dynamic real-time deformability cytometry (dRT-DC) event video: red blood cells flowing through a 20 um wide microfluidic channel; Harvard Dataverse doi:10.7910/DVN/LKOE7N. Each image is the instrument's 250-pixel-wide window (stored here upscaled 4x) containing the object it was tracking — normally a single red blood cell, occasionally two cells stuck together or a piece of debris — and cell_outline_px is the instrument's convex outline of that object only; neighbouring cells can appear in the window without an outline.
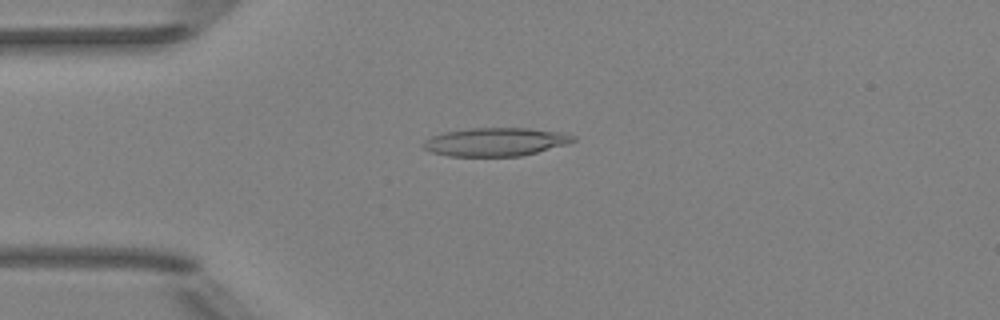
{"species": "Egyptian fruit bat (a non-hibernating species)", "species_latin": "Rousettus aegyptiacus", "temperature_condition": "room temperature", "stored_images_in_passage": 51, "camera_frame_rate_fps": 3000, "um_per_image_px": 0.085, "animal": {"sex": "female"}, "frame": {"image": 1, "passage_image": 13, "time_ms": 4.0, "image_size_px": [1000, 320], "cell_outline_px": [[576, 140], [568, 144], [520, 156], [448, 156], [432, 152], [424, 148], [420, 144], [424, 140], [432, 136], [444, 132], [472, 128], [528, 128], [564, 132], [576, 136]], "centroid_in_image_um": [42.14, 12.05], "position_along_channel_um": 42.9, "area_um2": 24.85}}
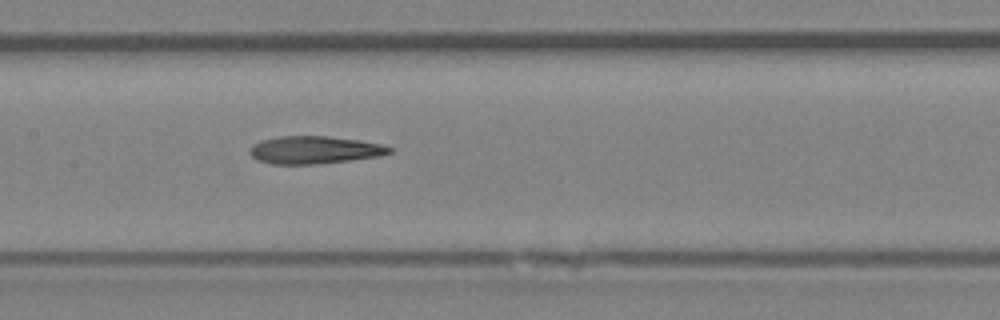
{"frame": {"image": 2, "passage_image": 25, "time_ms": 8.0, "image_size_px": [1000, 320], "cell_outline_px": [[392, 152], [380, 156], [316, 164], [272, 164], [256, 160], [248, 152], [248, 148], [252, 144], [260, 140], [280, 136], [328, 136], [360, 140], [384, 144], [392, 148]], "centroid_in_image_um": [26.7, 12.74], "position_along_channel_um": 180.7, "area_um2": 22.72}}
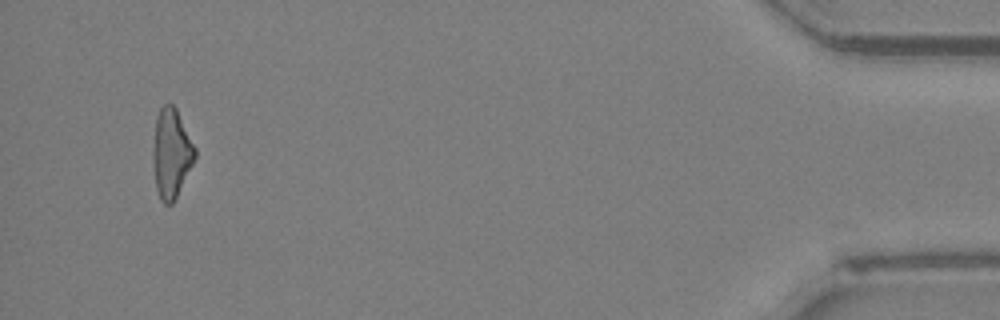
{"frame": {"image": 3, "passage_image": 49, "time_ms": 16.0, "image_size_px": [1000, 320], "cell_outline_px": [[196, 156], [172, 204], [164, 204], [160, 200], [156, 188], [152, 156], [152, 148], [156, 116], [160, 108], [164, 104], [172, 104], [176, 108], [196, 148]], "centroid_in_image_um": [14.54, 13.01], "position_along_channel_um": 420.7, "area_um2": 21.73}, "authors_computed_cell_mechanics": {"area_um2": 22.7732, "velocity_mm_per_s": 4.003, "shape_relaxation_time_tau1_ms": null, "shape_relaxation_time_tau2_ms": 5.1254, "deformation_change_tau1": null, "deformation_change_tau2": 0.2048}}